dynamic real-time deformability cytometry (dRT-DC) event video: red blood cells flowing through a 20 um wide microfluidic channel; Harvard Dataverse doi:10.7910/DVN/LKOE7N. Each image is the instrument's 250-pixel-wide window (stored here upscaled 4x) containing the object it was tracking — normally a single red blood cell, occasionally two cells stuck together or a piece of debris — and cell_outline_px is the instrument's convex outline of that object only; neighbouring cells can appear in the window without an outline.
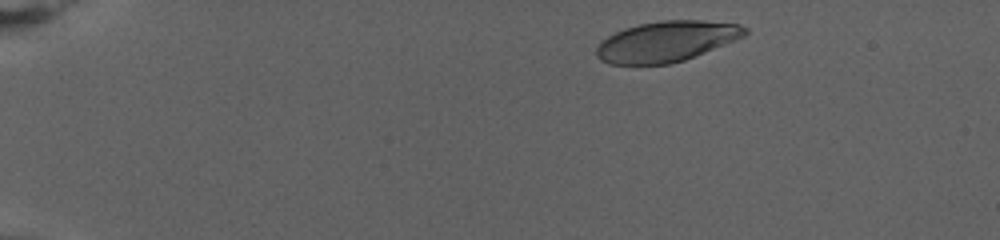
{"species": "human", "species_latin": "Homo sapiens", "temperature_condition": "warm", "stored_images_in_passage": 20, "camera_frame_rate_fps": 3000, "um_per_image_px": 0.085, "donor": {"sex": "female"}, "frame": {"image": 1, "passage_image": 2, "time_ms": 0.333, "image_size_px": [1000, 240], "cell_outline_px": [[748, 32], [744, 36], [736, 40], [684, 60], [668, 64], [608, 64], [600, 60], [596, 56], [596, 48], [608, 36], [624, 28], [640, 24], [660, 20], [704, 20], [740, 24], [748, 28]], "centroid_in_image_um": [56.67, 3.51], "position_along_channel_um": 28.3, "area_um2": 35.03}}
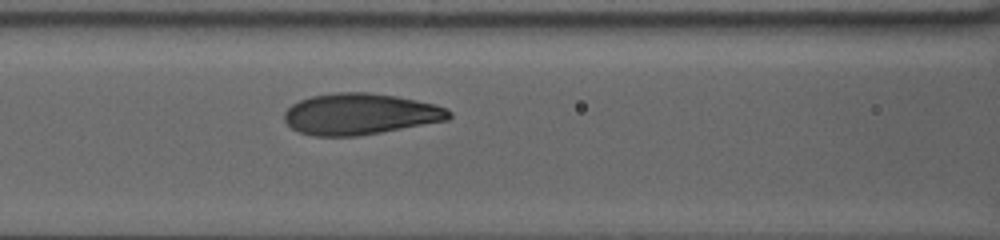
{"frame": {"image": 2, "passage_image": 12, "time_ms": 3.667, "image_size_px": [1000, 240], "cell_outline_px": [[452, 116], [448, 120], [380, 132], [356, 136], [312, 136], [300, 132], [292, 128], [284, 120], [284, 112], [292, 104], [300, 100], [312, 96], [336, 92], [368, 92], [396, 96], [436, 104], [448, 108], [452, 112]], "centroid_in_image_um": [30.62, 9.69], "position_along_channel_um": 136.0, "area_um2": 39.59}}
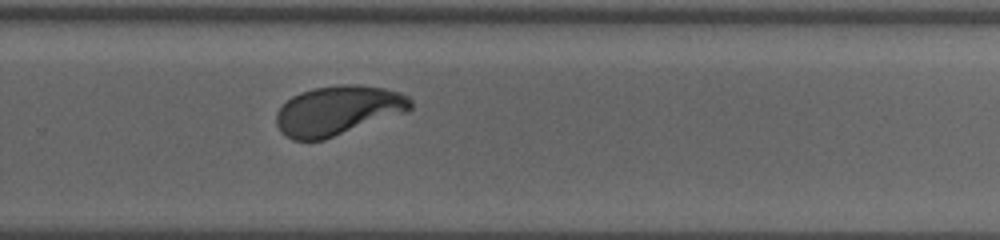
{"frame": {"image": 3, "passage_image": 20, "time_ms": 6.333, "image_size_px": [1000, 240], "cell_outline_px": [[412, 108], [408, 112], [324, 140], [292, 140], [280, 132], [276, 124], [276, 112], [292, 96], [300, 92], [312, 88], [340, 84], [356, 84], [384, 88], [400, 92], [408, 96], [412, 100]], "centroid_in_image_um": [28.74, 9.39], "position_along_channel_um": 301.1, "area_um2": 39.07}}